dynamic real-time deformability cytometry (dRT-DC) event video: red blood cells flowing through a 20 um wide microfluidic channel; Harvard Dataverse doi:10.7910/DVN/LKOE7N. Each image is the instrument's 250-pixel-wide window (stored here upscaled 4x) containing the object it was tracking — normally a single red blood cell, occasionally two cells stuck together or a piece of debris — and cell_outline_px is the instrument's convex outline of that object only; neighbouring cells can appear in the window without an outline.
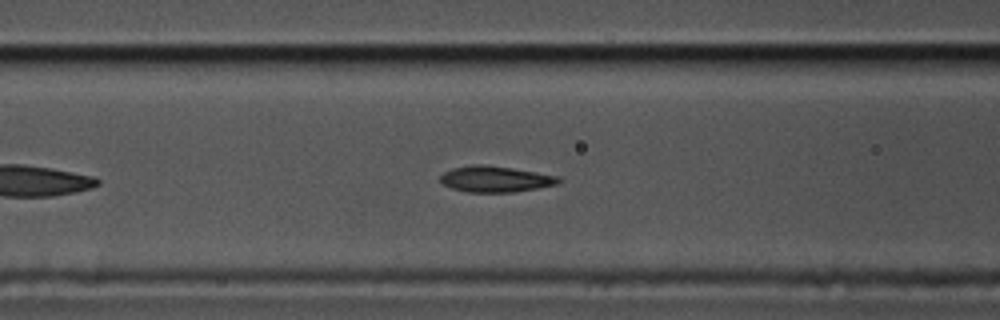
{"species": "common noctule bat (a hibernating species)", "species_latin": "Nyctalus noctula", "temperature_condition": "cold", "stored_images_in_passage": 47, "segment_of_instrument_passage": [1, 2], "camera_frame_rate_fps": 3000, "um_per_image_px": 0.085, "animal": {"sex": "male", "body_mass_g": 17.5, "forearm_length_mm": 52.3}, "frame": {"image": 1, "passage_image": 12, "time_ms": 3.667, "image_size_px": [1000, 320], "cell_outline_px": [[564, 180], [560, 184], [512, 192], [468, 192], [452, 188], [444, 184], [440, 180], [440, 176], [444, 172], [452, 168], [476, 164], [480, 164], [512, 168], [560, 176]], "centroid_in_image_um": [42.16, 15.22], "position_along_channel_um": 124.4, "area_um2": 17.92}}
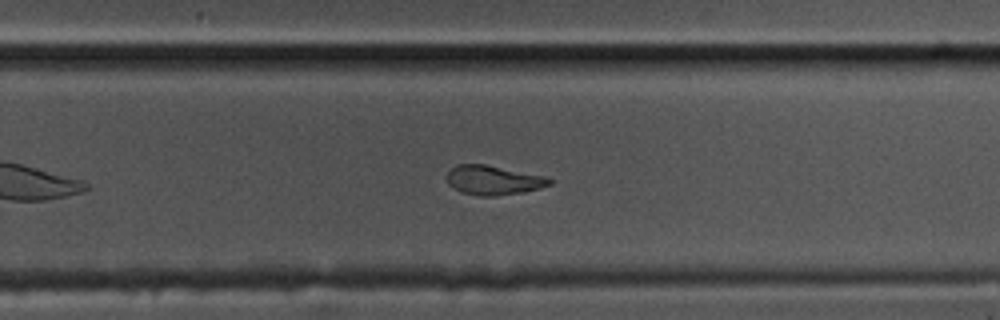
{"frame": {"image": 2, "passage_image": 26, "time_ms": 8.333, "image_size_px": [1000, 320], "cell_outline_px": [[552, 184], [540, 188], [524, 192], [492, 196], [480, 196], [460, 192], [452, 188], [448, 184], [444, 176], [456, 164], [484, 164], [544, 176], [552, 180]], "centroid_in_image_um": [41.88, 15.32], "position_along_channel_um": 287.9, "area_um2": 17.63}}
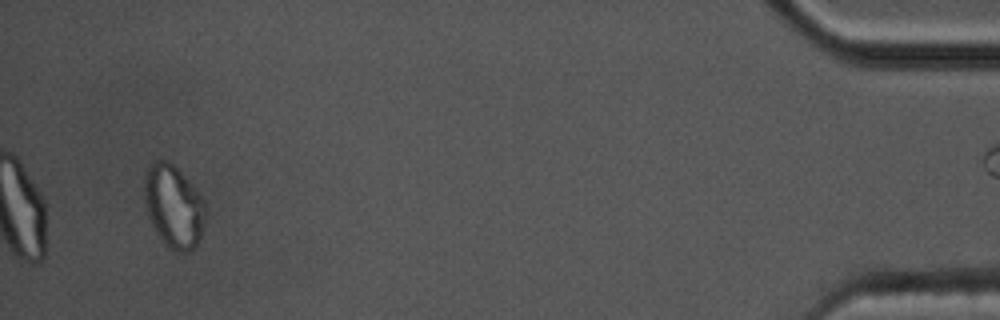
{"frame": {"image": 3, "passage_image": 44, "time_ms": 14.333, "image_size_px": [1000, 320], "cell_outline_px": [[208, 212], [200, 236], [196, 244], [188, 252], [176, 252], [168, 248], [160, 240], [144, 208], [144, 176], [148, 168], [156, 160], [168, 160], [184, 176], [204, 200], [208, 208]], "centroid_in_image_um": [14.75, 17.57], "position_along_channel_um": 420.4, "area_um2": 29.71}}